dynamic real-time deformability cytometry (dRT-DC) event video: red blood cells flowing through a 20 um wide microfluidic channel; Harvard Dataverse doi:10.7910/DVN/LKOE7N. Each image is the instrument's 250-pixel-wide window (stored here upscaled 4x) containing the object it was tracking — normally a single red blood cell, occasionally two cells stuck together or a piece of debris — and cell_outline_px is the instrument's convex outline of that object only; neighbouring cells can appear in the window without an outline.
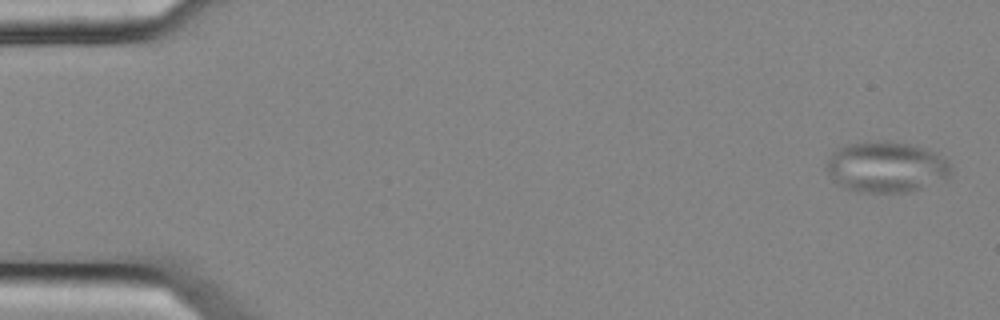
{"species": "common noctule bat (a hibernating species)", "species_latin": "Nyctalus noctula", "temperature_condition": "cold", "stored_images_in_passage": 55, "camera_frame_rate_fps": 3000, "um_per_image_px": 0.085, "animal": {"sex": "female", "body_mass_g": 25.1}, "frame": {"image": 1, "passage_image": 2, "time_ms": 0.333, "image_size_px": [1000, 320], "cell_outline_px": [[952, 168], [948, 176], [944, 180], [908, 192], [856, 192], [832, 180], [828, 176], [824, 168], [828, 156], [836, 148], [844, 144], [880, 140], [892, 140], [912, 144], [936, 152], [948, 160], [952, 164]], "centroid_in_image_um": [75.3, 14.17], "position_along_channel_um": 9.7, "area_um2": 37.63}}
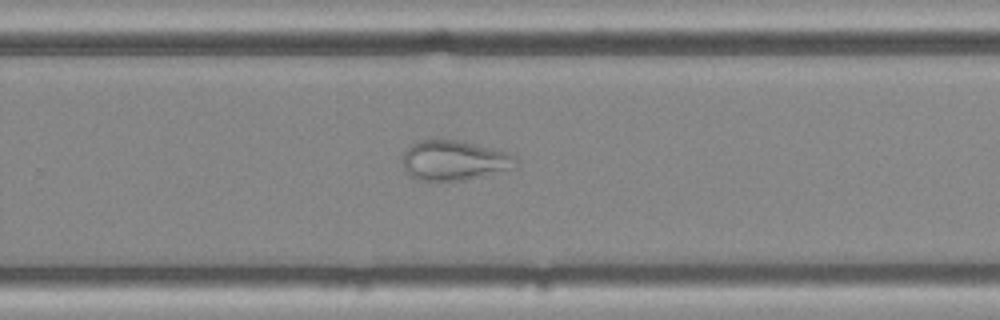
{"frame": {"image": 2, "passage_image": 36, "time_ms": 11.667, "image_size_px": [1000, 320], "cell_outline_px": [[520, 160], [512, 168], [464, 180], [416, 180], [404, 172], [400, 160], [404, 152], [412, 144], [420, 140], [456, 140], [476, 144], [508, 152], [516, 156]], "centroid_in_image_um": [38.56, 13.63], "position_along_channel_um": 291.2, "area_um2": 26.41}}
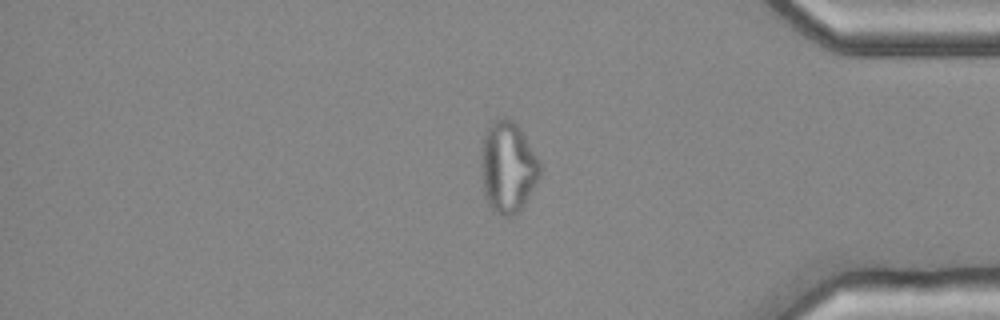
{"frame": {"image": 3, "passage_image": 46, "time_ms": 15.0, "image_size_px": [1000, 320], "cell_outline_px": [[540, 176], [520, 212], [512, 216], [500, 216], [492, 212], [484, 196], [480, 180], [484, 132], [488, 124], [492, 120], [504, 116], [512, 120], [520, 128], [540, 160]], "centroid_in_image_um": [43.14, 14.23], "position_along_channel_um": 392.1, "area_um2": 31.96}}